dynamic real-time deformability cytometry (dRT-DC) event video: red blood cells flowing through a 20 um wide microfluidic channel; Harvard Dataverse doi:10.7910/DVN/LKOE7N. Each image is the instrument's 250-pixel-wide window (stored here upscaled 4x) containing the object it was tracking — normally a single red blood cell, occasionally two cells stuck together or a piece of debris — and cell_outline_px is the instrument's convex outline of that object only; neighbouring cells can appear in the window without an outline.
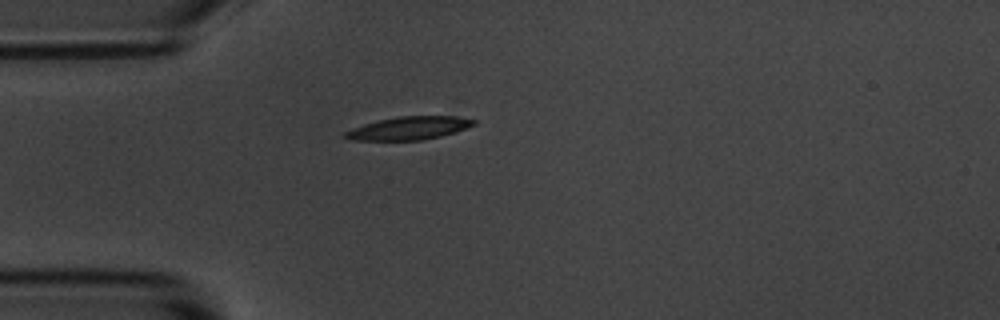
{"species": "common noctule bat (a hibernating species)", "species_latin": "Nyctalus noctula", "temperature_condition": "room temperature", "stored_images_in_passage": 6, "camera_frame_rate_fps": 3000, "um_per_image_px": 0.085, "animal": {"sex": "male", "body_mass_g": 20.1, "forearm_length_mm": 53.5}, "frame": {"image": 1, "passage_image": 4, "time_ms": 4.667, "image_size_px": [1000, 320], "cell_outline_px": [[476, 124], [456, 132], [440, 136], [420, 140], [352, 140], [340, 136], [344, 132], [352, 128], [364, 124], [396, 116], [452, 116], [476, 120]], "centroid_in_image_um": [34.73, 10.89], "position_along_channel_um": 50.3, "area_um2": 17.22}}